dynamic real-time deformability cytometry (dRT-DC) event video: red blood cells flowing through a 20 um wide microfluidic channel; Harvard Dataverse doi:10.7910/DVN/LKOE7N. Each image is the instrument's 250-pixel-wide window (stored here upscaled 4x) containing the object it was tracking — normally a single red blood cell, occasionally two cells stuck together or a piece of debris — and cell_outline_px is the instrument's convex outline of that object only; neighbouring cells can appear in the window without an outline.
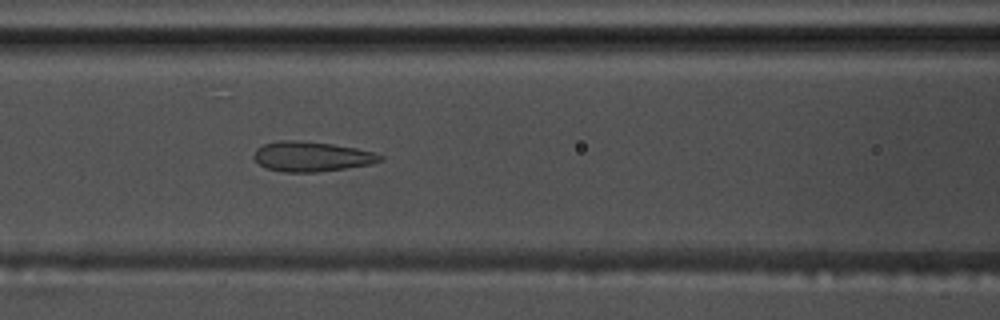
{"species": "common noctule bat (a hibernating species)", "species_latin": "Nyctalus noctula", "temperature_condition": "warm", "stored_images_in_passage": 56, "camera_frame_rate_fps": 3000, "um_per_image_px": 0.085, "animal": {"sex": "male", "body_mass_g": 17.5, "forearm_length_mm": 52.3}, "frame": {"image": 1, "passage_image": 24, "time_ms": 7.667, "image_size_px": [1000, 320], "cell_outline_px": [[384, 160], [372, 164], [316, 172], [284, 172], [264, 168], [252, 156], [256, 148], [264, 144], [280, 140], [296, 140], [332, 144], [356, 148], [372, 152], [384, 156]], "centroid_in_image_um": [26.47, 13.3], "position_along_channel_um": 140.1, "area_um2": 22.02}}
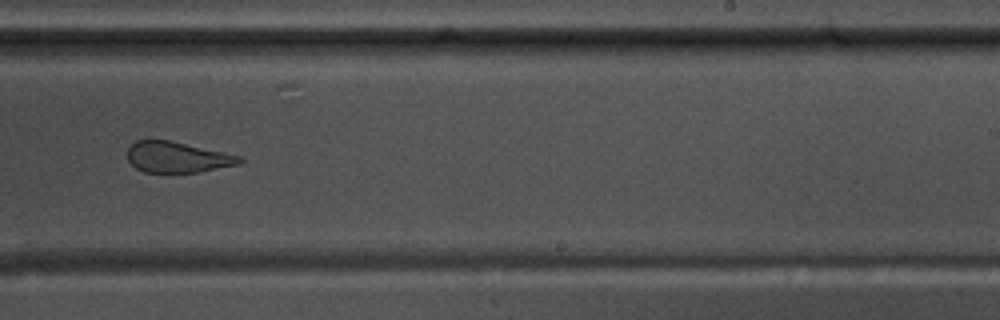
{"frame": {"image": 2, "passage_image": 35, "time_ms": 11.333, "image_size_px": [1000, 320], "cell_outline_px": [[244, 160], [240, 164], [200, 172], [144, 172], [136, 168], [128, 160], [128, 148], [136, 140], [168, 140], [224, 152], [240, 156]], "centroid_in_image_um": [15.08, 13.36], "position_along_channel_um": 273.9, "area_um2": 20.0}}
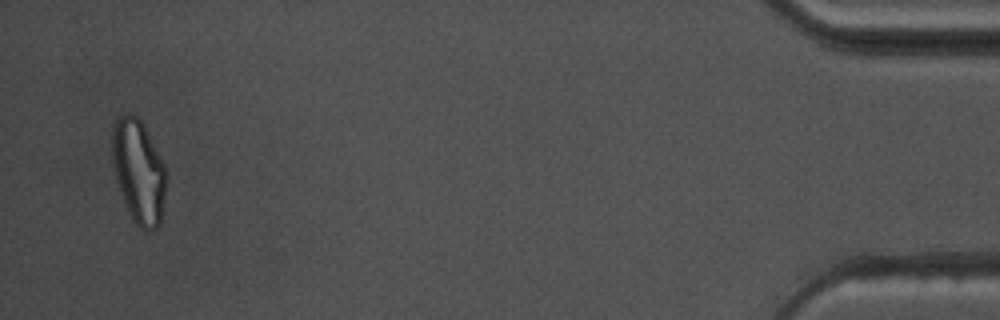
{"frame": {"image": 3, "passage_image": 54, "time_ms": 17.667, "image_size_px": [1000, 320], "cell_outline_px": [[164, 196], [160, 224], [152, 232], [144, 232], [132, 220], [124, 204], [116, 180], [112, 164], [112, 124], [120, 116], [128, 112], [136, 116], [144, 124], [164, 164]], "centroid_in_image_um": [11.74, 14.58], "position_along_channel_um": 423.5, "area_um2": 32.71}, "authors_computed_cell_mechanics": {"area_um2": 25.6632, "velocity_mm_per_s": 3.663, "shape_relaxation_time_tau1_ms": null, "shape_relaxation_time_tau2_ms": 1.3844, "deformation_change_tau1": null, "deformation_change_tau2": 0.0845}}